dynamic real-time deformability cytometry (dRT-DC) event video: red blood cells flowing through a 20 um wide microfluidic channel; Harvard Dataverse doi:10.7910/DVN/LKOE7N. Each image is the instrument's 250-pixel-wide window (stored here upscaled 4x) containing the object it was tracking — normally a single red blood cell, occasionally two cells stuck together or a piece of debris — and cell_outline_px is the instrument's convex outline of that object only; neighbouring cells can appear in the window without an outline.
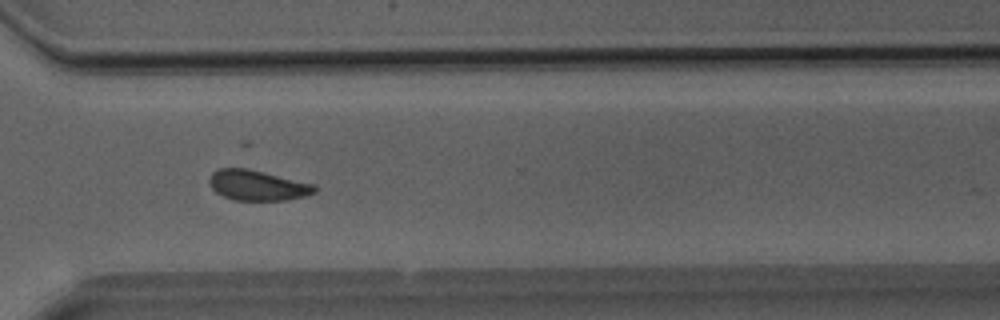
{"species": "Egyptian fruit bat (a non-hibernating species)", "species_latin": "Rousettus aegyptiacus", "temperature_condition": "room temperature", "stored_images_in_passage": 30, "camera_frame_rate_fps": 3000, "um_per_image_px": 0.085, "animal": {"sex": "male"}, "frame": {"image": 1, "passage_image": 20, "time_ms": 6.333, "image_size_px": [1000, 320], "cell_outline_px": [[316, 192], [304, 196], [288, 200], [232, 200], [216, 192], [208, 184], [208, 176], [212, 172], [220, 168], [248, 168], [316, 184]], "centroid_in_image_um": [21.87, 15.74], "position_along_channel_um": 348.7, "area_um2": 18.84}}
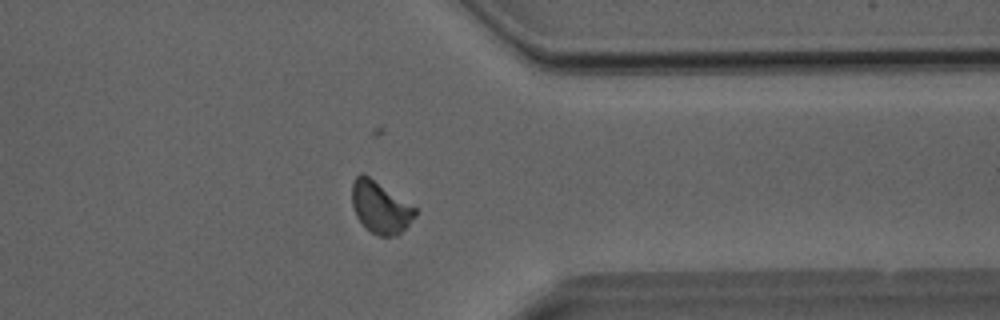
{"frame": {"image": 2, "passage_image": 22, "time_ms": 7.0, "image_size_px": [1000, 320], "cell_outline_px": [[420, 208], [416, 216], [396, 236], [380, 236], [372, 232], [356, 216], [352, 204], [352, 180], [360, 172], [364, 172]], "centroid_in_image_um": [32.37, 17.56], "position_along_channel_um": 379.0, "area_um2": 19.54}}
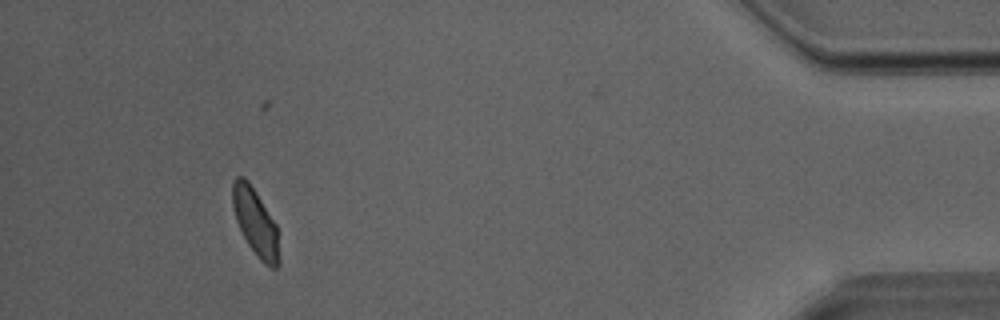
{"frame": {"image": 3, "passage_image": 27, "time_ms": 8.667, "image_size_px": [1000, 320], "cell_outline_px": [[280, 264], [276, 268], [272, 268], [264, 264], [260, 260], [248, 244], [236, 220], [232, 204], [232, 180], [236, 176], [244, 176], [248, 180], [256, 192], [276, 224], [280, 260]], "centroid_in_image_um": [21.71, 18.88], "position_along_channel_um": 413.5, "area_um2": 18.21}}